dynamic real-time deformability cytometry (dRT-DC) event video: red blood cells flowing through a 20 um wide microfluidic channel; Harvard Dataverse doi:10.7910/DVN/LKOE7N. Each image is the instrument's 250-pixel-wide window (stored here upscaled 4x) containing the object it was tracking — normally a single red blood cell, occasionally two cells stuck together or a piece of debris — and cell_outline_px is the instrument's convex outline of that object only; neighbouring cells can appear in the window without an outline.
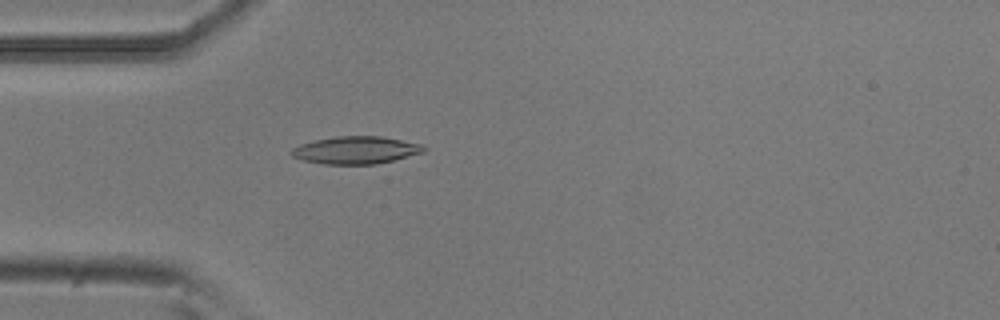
{"species": "common noctule bat (a hibernating species)", "species_latin": "Nyctalus noctula", "temperature_condition": "room temperature", "stored_images_in_passage": 44, "camera_frame_rate_fps": 3000, "um_per_image_px": 0.085, "animal": {"sex": "male", "body_mass_g": 20.5, "forearm_length_mm": 52.5}, "frame": {"image": 1, "passage_image": 6, "time_ms": 1.667, "image_size_px": [1000, 320], "cell_outline_px": [[428, 148], [424, 152], [376, 164], [324, 164], [304, 160], [292, 156], [292, 148], [300, 144], [332, 136], [380, 136], [424, 144]], "centroid_in_image_um": [30.28, 12.75], "position_along_channel_um": 54.7, "area_um2": 21.15}}
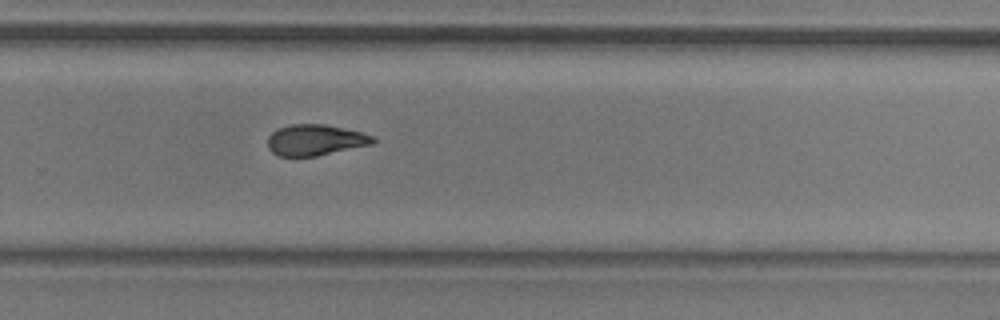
{"frame": {"image": 2, "passage_image": 26, "time_ms": 8.333, "image_size_px": [1000, 320], "cell_outline_px": [[376, 140], [372, 144], [316, 156], [276, 156], [268, 148], [268, 136], [272, 132], [280, 128], [292, 124], [324, 124], [360, 132], [372, 136]], "centroid_in_image_um": [26.76, 11.91], "position_along_channel_um": 303.0, "area_um2": 18.79}}
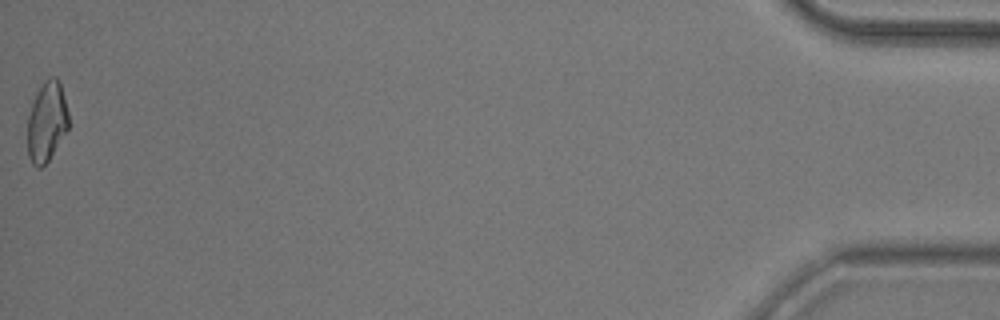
{"frame": {"image": 3, "passage_image": 44, "time_ms": 14.333, "image_size_px": [1000, 320], "cell_outline_px": [[68, 128], [48, 160], [40, 168], [36, 168], [32, 164], [28, 156], [28, 116], [36, 92], [44, 80], [48, 76], [56, 76], [60, 80], [68, 112]], "centroid_in_image_um": [3.97, 10.3], "position_along_channel_um": 431.2, "area_um2": 19.13}, "authors_computed_cell_mechanics": {"area_um2": 19.4786, "velocity_mm_per_s": 3.8057, "shape_relaxation_time_tau1_ms": 5.2825, "shape_relaxation_time_tau2_ms": 4.9604, "deformation_change_tau1": 0.161, "deformation_change_tau2": 0.1267}}